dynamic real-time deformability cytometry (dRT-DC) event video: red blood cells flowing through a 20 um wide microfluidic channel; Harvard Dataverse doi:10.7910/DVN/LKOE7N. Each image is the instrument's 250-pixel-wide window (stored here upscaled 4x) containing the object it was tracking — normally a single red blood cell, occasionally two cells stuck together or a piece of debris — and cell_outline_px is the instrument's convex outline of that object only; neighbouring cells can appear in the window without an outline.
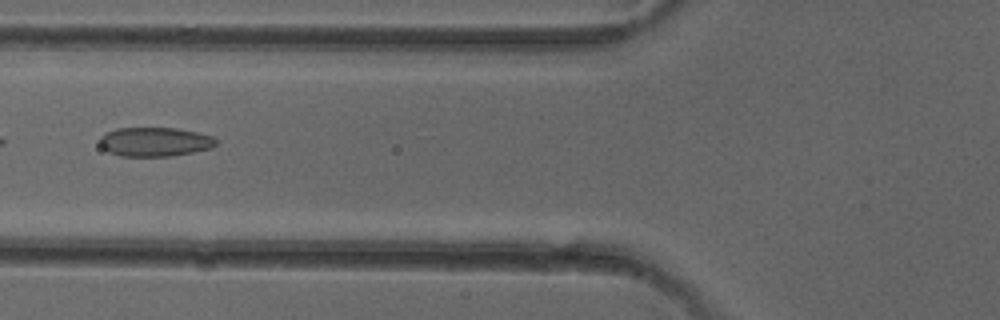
{"species": "common noctule bat (a hibernating species)", "species_latin": "Nyctalus noctula", "temperature_condition": "cold", "stored_images_in_passage": 6, "camera_frame_rate_fps": 3000, "um_per_image_px": 0.085, "animal": {"sex": "female"}, "frame": {"image": 1, "passage_image": 6, "time_ms": 5.667, "image_size_px": [1000, 320], "cell_outline_px": [[216, 144], [212, 148], [172, 156], [120, 156], [108, 152], [100, 144], [100, 136], [104, 132], [116, 128], [176, 128], [196, 132], [212, 136], [216, 140]], "centroid_in_image_um": [13.13, 12.05], "position_along_channel_um": 112.7, "area_um2": 19.77}}